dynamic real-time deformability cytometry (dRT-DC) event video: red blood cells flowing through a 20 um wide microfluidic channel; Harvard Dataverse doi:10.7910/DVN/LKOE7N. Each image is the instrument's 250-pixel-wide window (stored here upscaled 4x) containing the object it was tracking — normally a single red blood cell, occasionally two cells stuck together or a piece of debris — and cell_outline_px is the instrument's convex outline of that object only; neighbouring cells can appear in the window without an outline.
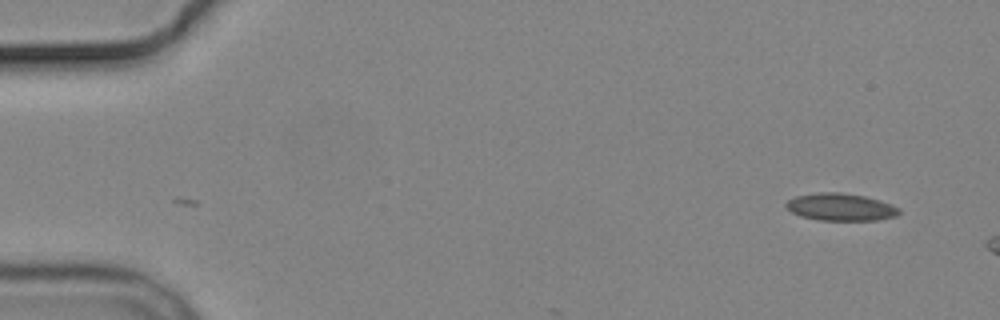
{"species": "common noctule bat (a hibernating species)", "species_latin": "Nyctalus noctula", "temperature_condition": "cold", "stored_images_in_passage": 3, "camera_frame_rate_fps": 3000, "um_per_image_px": 0.085, "animal": {"sex": "male", "body_mass_g": 19.2, "forearm_length_mm": 51.8}, "frame": {"image": 1, "passage_image": 3, "time_ms": 2.333, "image_size_px": [1000, 320], "cell_outline_px": [[900, 212], [896, 216], [880, 220], [820, 220], [800, 216], [792, 212], [784, 204], [788, 200], [796, 196], [816, 192], [840, 192], [864, 196], [880, 200], [900, 208]], "centroid_in_image_um": [71.46, 17.59], "position_along_channel_um": 13.5, "area_um2": 18.03}}